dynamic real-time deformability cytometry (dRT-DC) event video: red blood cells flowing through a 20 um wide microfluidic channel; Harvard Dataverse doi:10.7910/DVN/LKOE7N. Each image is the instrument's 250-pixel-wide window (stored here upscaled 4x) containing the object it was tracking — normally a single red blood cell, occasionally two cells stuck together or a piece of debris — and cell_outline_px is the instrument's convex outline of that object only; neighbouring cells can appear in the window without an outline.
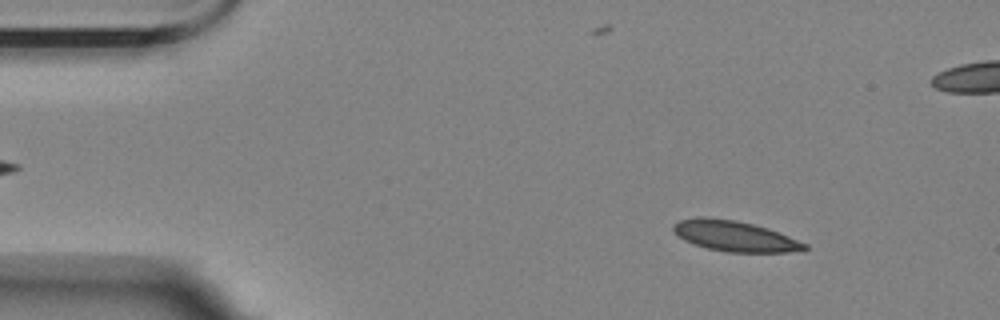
{"species": "Egyptian fruit bat (a non-hibernating species)", "species_latin": "Rousettus aegyptiacus", "temperature_condition": "room temperature", "stored_images_in_passage": 9, "camera_frame_rate_fps": 3000, "um_per_image_px": 0.085, "animal": {"sex": "female"}, "frame": {"image": 1, "passage_image": 2, "time_ms": 1.0, "image_size_px": [1000, 320], "cell_outline_px": [[808, 248], [804, 252], [728, 252], [708, 248], [684, 240], [676, 236], [672, 232], [672, 224], [680, 220], [700, 216], [704, 216], [736, 220], [768, 228], [808, 244]], "centroid_in_image_um": [62.45, 20.06], "position_along_channel_um": 22.6, "area_um2": 23.58}}
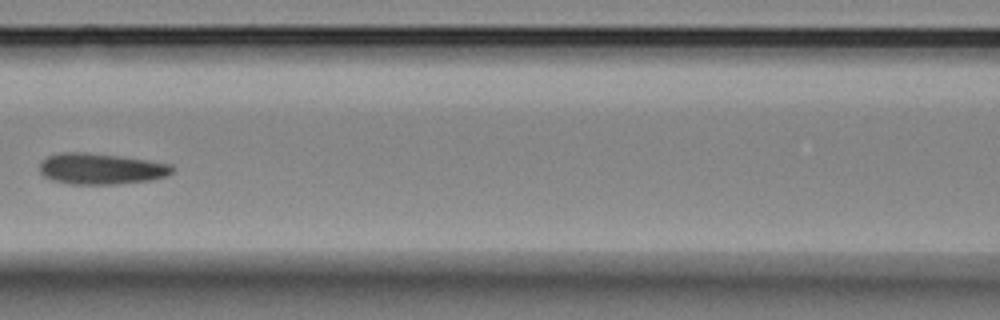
{"frame": {"image": 2, "passage_image": 7, "time_ms": 7.0, "image_size_px": [1000, 320], "cell_outline_px": [[176, 168], [172, 172], [164, 176], [152, 180], [116, 184], [68, 184], [52, 180], [44, 176], [40, 172], [40, 160], [48, 156], [60, 152], [88, 152], [120, 156], [172, 164]], "centroid_in_image_um": [8.56, 14.34], "position_along_channel_um": 158.0, "area_um2": 24.16}}
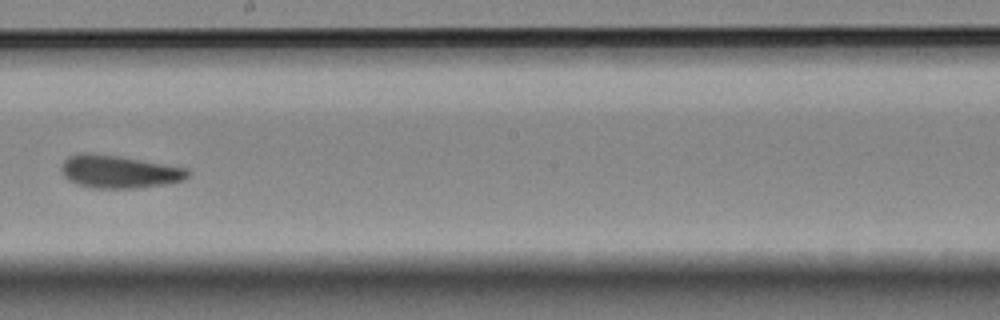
{"frame": {"image": 3, "passage_image": 9, "time_ms": 9.333, "image_size_px": [1000, 320], "cell_outline_px": [[192, 172], [184, 180], [164, 184], [136, 188], [92, 188], [76, 184], [68, 180], [60, 172], [60, 168], [64, 160], [68, 156], [80, 152], [88, 152], [116, 156], [188, 168]], "centroid_in_image_um": [10.08, 14.59], "position_along_channel_um": 238.1, "area_um2": 24.28}}